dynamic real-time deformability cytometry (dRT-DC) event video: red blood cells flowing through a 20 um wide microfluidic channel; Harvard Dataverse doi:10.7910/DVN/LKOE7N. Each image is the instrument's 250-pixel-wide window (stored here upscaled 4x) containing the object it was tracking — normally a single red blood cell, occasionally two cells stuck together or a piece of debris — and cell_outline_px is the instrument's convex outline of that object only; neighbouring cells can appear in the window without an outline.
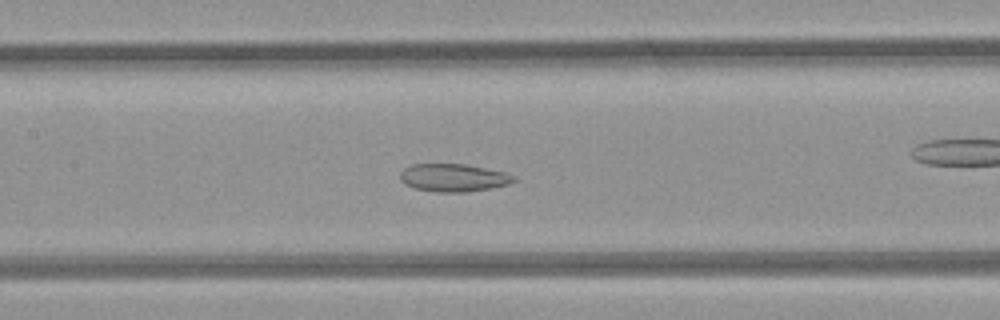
{"species": "common noctule bat (a hibernating species)", "species_latin": "Nyctalus noctula", "temperature_condition": "room temperature", "stored_images_in_passage": 38, "camera_frame_rate_fps": 3000, "um_per_image_px": 0.085, "animal": {"sex": "female", "body_mass_g": 21.9}, "frame": {"image": 1, "passage_image": 20, "time_ms": 6.333, "image_size_px": [1000, 320], "cell_outline_px": [[516, 180], [508, 184], [492, 188], [468, 192], [436, 192], [416, 188], [404, 184], [400, 180], [400, 172], [404, 168], [412, 164], [464, 164], [504, 172], [516, 176]], "centroid_in_image_um": [38.53, 15.11], "position_along_channel_um": 168.9, "area_um2": 18.44}}
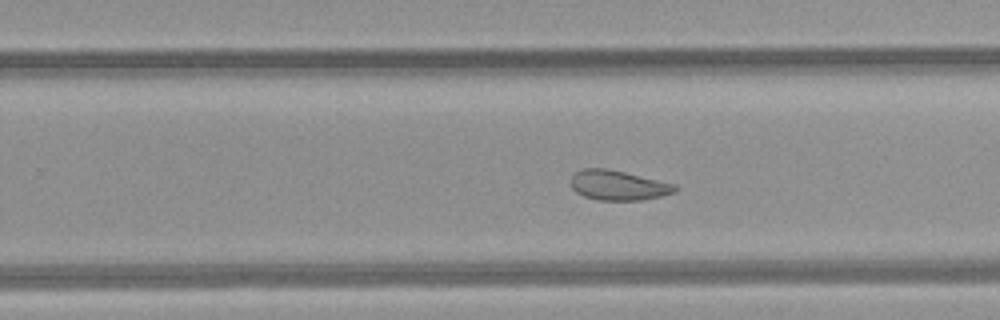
{"frame": {"image": 2, "passage_image": 28, "time_ms": 9.0, "image_size_px": [1000, 320], "cell_outline_px": [[680, 188], [676, 192], [660, 196], [640, 200], [596, 200], [584, 196], [576, 192], [572, 188], [572, 176], [576, 172], [584, 168], [608, 168], [676, 184]], "centroid_in_image_um": [52.58, 15.75], "position_along_channel_um": 277.2, "area_um2": 18.15}}
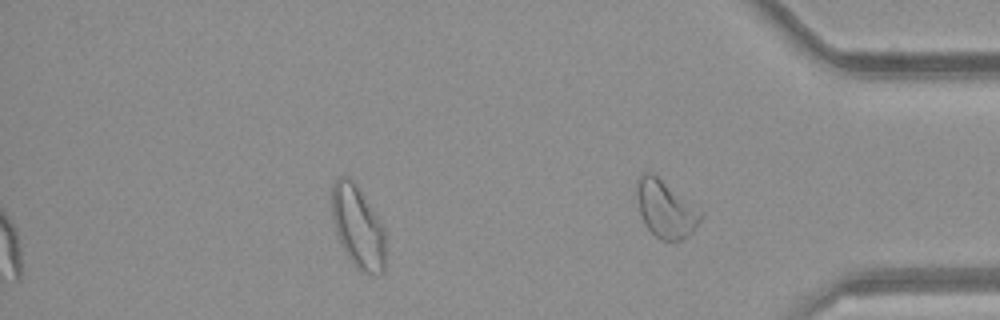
{"frame": {"image": 3, "passage_image": 36, "time_ms": 11.667, "image_size_px": [1000, 320], "cell_outline_px": [[384, 272], [380, 276], [376, 276], [360, 272], [352, 264], [340, 244], [336, 232], [332, 216], [332, 184], [340, 176], [348, 176], [356, 184], [380, 220], [384, 228]], "centroid_in_image_um": [30.42, 19.33], "position_along_channel_um": 404.8, "area_um2": 25.95}, "authors_computed_cell_mechanics": {"area_um2": 22.7732, "velocity_mm_per_s": 4.0832, "shape_relaxation_time_tau1_ms": null, "shape_relaxation_time_tau2_ms": 2.8032, "deformation_change_tau1": null, "deformation_change_tau2": 0.0967}}